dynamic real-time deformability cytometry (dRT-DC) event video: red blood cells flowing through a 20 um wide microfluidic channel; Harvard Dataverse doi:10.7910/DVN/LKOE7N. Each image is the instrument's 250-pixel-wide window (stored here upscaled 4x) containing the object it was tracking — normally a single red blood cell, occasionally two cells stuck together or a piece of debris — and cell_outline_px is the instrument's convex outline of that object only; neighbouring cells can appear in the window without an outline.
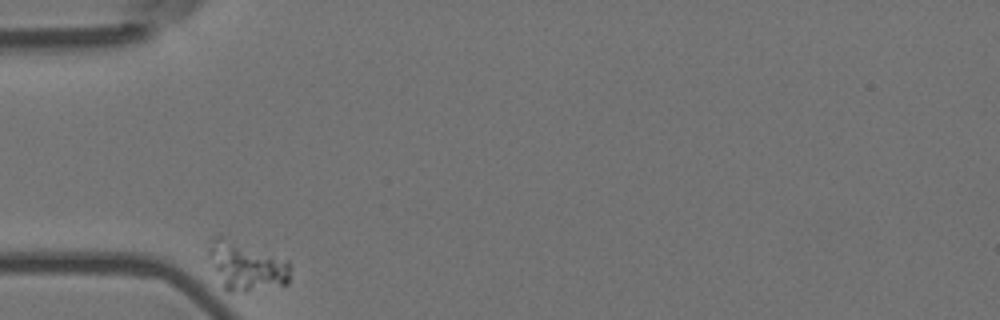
{"species": "Egyptian fruit bat (a non-hibernating species)", "species_latin": "Rousettus aegyptiacus", "temperature_condition": "room temperature", "stored_images_in_passage": 36, "camera_frame_rate_fps": 3000, "um_per_image_px": 0.085, "animal": {"sex": "female"}, "frame": {"image": 1, "passage_image": 1, "time_ms": 0.0, "image_size_px": [1000, 320], "cell_outline_px": [[288, 284], [244, 292], [228, 292], [224, 288], [208, 256], [208, 236], [220, 236], [288, 260]], "centroid_in_image_um": [20.88, 22.62], "position_along_channel_um": 64.1, "area_um2": 22.83}}
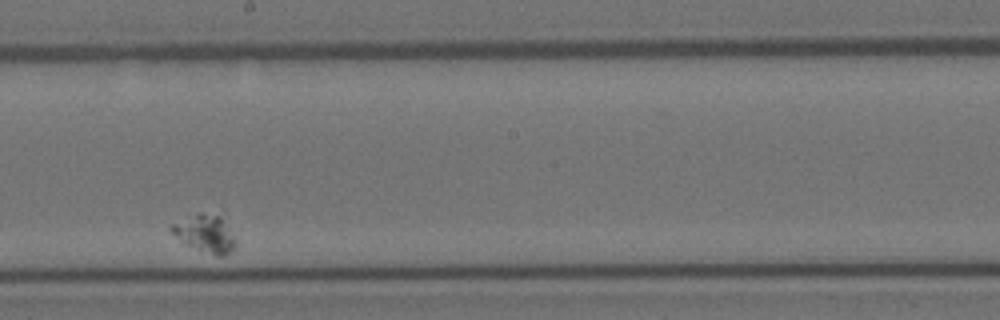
{"frame": {"image": 2, "passage_image": 21, "time_ms": 6.667, "image_size_px": [1000, 320], "cell_outline_px": [[236, 244], [224, 256], [216, 256], [188, 244], [172, 232], [168, 228], [172, 224], [200, 212], [220, 216], [236, 240]], "centroid_in_image_um": [17.46, 19.84], "position_along_channel_um": 230.7, "area_um2": 13.29}}
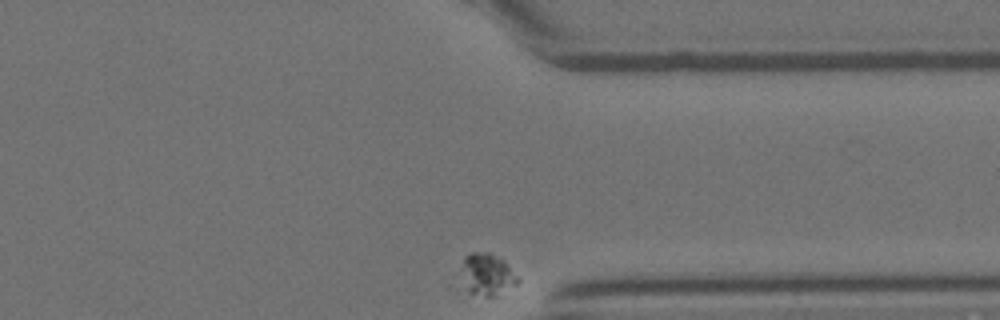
{"frame": {"image": 3, "passage_image": 36, "time_ms": 11.667, "image_size_px": [1000, 320], "cell_outline_px": [[520, 280], [516, 284], [492, 296], [484, 296], [468, 292], [464, 264], [464, 256], [472, 252], [492, 252], [504, 260]], "centroid_in_image_um": [41.47, 23.28], "position_along_channel_um": 369.9, "area_um2": 13.06}}